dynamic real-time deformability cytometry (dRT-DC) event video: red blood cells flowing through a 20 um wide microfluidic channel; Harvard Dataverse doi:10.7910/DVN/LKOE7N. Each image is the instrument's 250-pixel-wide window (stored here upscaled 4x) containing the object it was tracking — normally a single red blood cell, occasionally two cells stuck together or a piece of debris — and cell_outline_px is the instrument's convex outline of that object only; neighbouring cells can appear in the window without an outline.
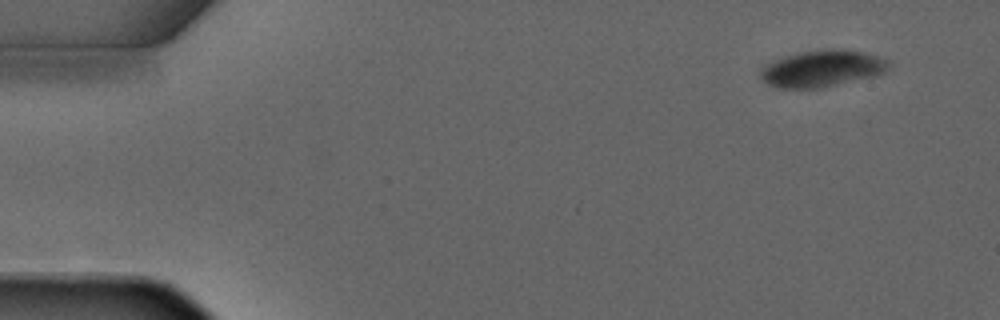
{"species": "common noctule bat (a hibernating species)", "species_latin": "Nyctalus noctula", "temperature_condition": "warm", "stored_images_in_passage": 4, "camera_frame_rate_fps": 3000, "um_per_image_px": 0.085, "animal": {"sex": "male", "forearm_length_mm": 52.5}, "frame": {"image": 1, "passage_image": 1, "time_ms": 0.0, "image_size_px": [1000, 320], "cell_outline_px": [[888, 68], [884, 72], [872, 76], [820, 88], [780, 88], [768, 84], [760, 76], [760, 72], [764, 64], [772, 60], [804, 52], [828, 48], [864, 52], [888, 60]], "centroid_in_image_um": [69.84, 5.83], "position_along_channel_um": 15.2, "area_um2": 26.88}}